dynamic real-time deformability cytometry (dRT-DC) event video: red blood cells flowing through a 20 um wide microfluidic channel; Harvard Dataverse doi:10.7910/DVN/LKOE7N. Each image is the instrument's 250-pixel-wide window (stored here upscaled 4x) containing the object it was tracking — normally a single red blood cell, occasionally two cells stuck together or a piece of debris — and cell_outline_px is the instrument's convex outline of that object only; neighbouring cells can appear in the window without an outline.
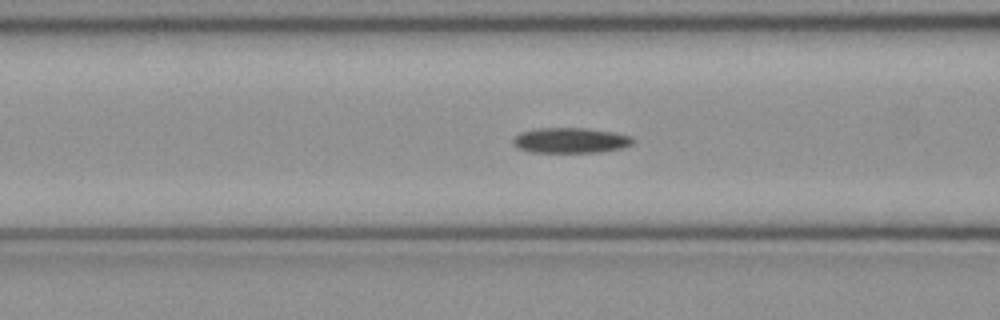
{"species": "common noctule bat (a hibernating species)", "species_latin": "Nyctalus noctula", "temperature_condition": "cold", "stored_images_in_passage": 49, "camera_frame_rate_fps": 3000, "um_per_image_px": 0.085, "animal": {"sex": "female", "body_mass_g": 21.9}, "frame": {"image": 1, "passage_image": 19, "time_ms": 6.0, "image_size_px": [1000, 320], "cell_outline_px": [[636, 140], [632, 144], [624, 148], [600, 152], [532, 152], [516, 148], [512, 144], [512, 140], [520, 132], [536, 128], [588, 128], [616, 132], [632, 136]], "centroid_in_image_um": [48.53, 11.93], "position_along_channel_um": 118.1, "area_um2": 18.03}}
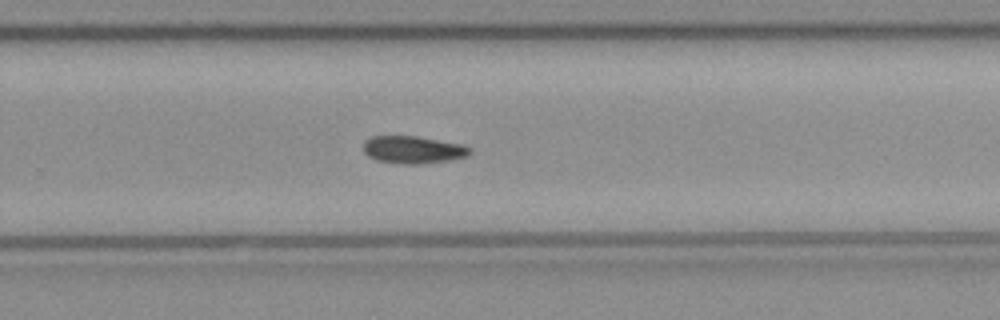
{"frame": {"image": 2, "passage_image": 32, "time_ms": 10.333, "image_size_px": [1000, 320], "cell_outline_px": [[472, 152], [468, 156], [452, 160], [420, 164], [400, 164], [376, 160], [368, 156], [364, 152], [364, 140], [372, 136], [416, 136], [464, 144], [472, 148]], "centroid_in_image_um": [35.15, 12.73], "position_along_channel_um": 294.6, "area_um2": 17.34}}
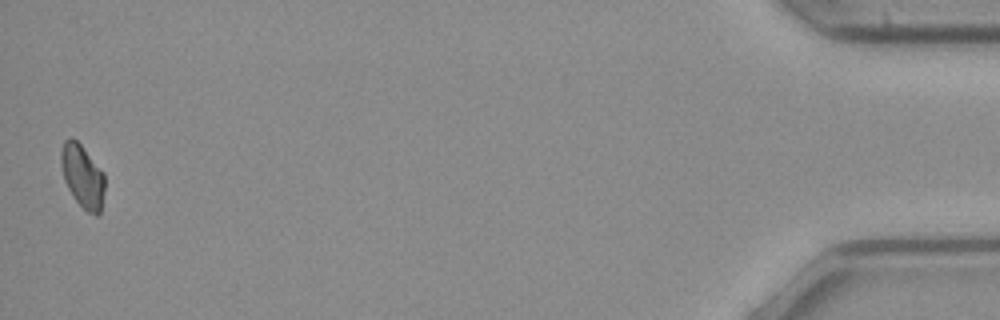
{"frame": {"image": 3, "passage_image": 49, "time_ms": 16.0, "image_size_px": [1000, 320], "cell_outline_px": [[104, 192], [100, 216], [96, 216], [88, 212], [76, 200], [68, 188], [64, 180], [60, 164], [60, 152], [64, 140], [72, 136], [80, 144], [104, 172]], "centroid_in_image_um": [7.01, 14.97], "position_along_channel_um": 428.2, "area_um2": 16.18}}